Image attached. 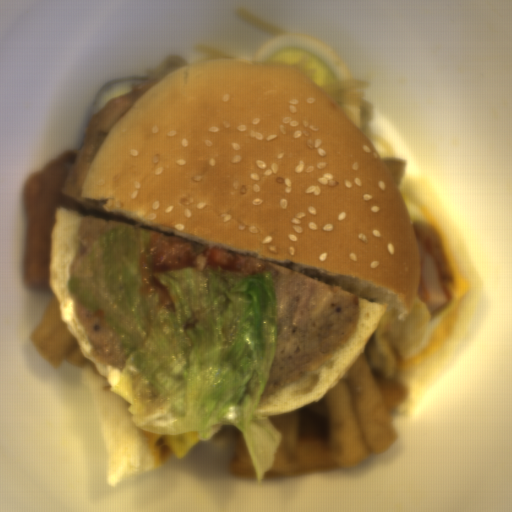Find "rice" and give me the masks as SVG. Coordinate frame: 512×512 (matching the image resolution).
<instances>
[{
	"label": "rice",
	"instance_id": "obj_1",
	"mask_svg": "<svg viewBox=\"0 0 512 512\" xmlns=\"http://www.w3.org/2000/svg\"><path fill=\"white\" fill-rule=\"evenodd\" d=\"M149 80L143 77L115 78L108 81L98 92L92 104V116L96 114L106 101L113 99L118 95L129 94L135 83Z\"/></svg>",
	"mask_w": 512,
	"mask_h": 512
}]
</instances>
